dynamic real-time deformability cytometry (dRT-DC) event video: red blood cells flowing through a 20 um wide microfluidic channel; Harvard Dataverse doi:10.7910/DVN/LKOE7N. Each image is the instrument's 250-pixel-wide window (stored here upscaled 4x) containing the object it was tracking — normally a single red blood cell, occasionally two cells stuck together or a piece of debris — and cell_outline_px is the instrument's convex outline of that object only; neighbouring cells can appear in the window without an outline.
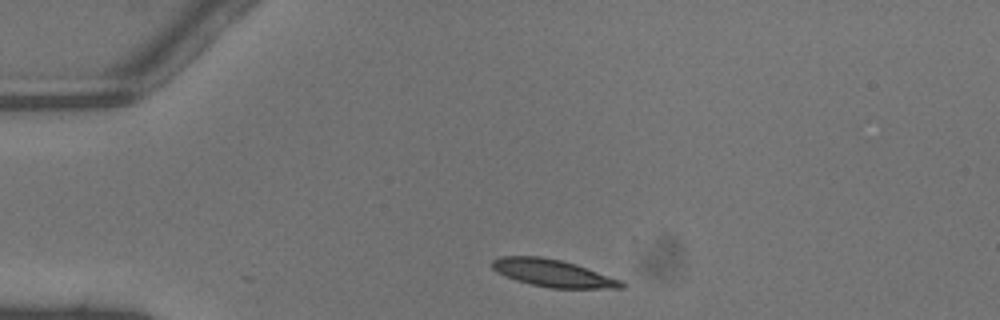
{"species": "common noctule bat (a hibernating species)", "species_latin": "Nyctalus noctula", "temperature_condition": "warm", "stored_images_in_passage": 22, "camera_frame_rate_fps": 3000, "um_per_image_px": 0.085, "animal": {"sex": "male", "body_mass_g": 13.3}, "frame": {"image": 1, "passage_image": 1, "time_ms": 0.0, "image_size_px": [1000, 320], "cell_outline_px": [[624, 288], [548, 288], [516, 280], [504, 276], [492, 268], [492, 260], [500, 256], [536, 256], [560, 260], [576, 264], [620, 280], [624, 284]], "centroid_in_image_um": [46.96, 23.21], "position_along_channel_um": 38.0, "area_um2": 20.35}}
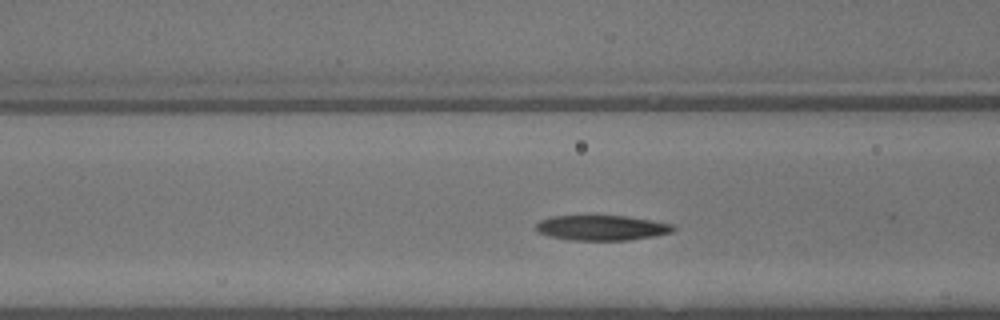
{"frame": {"image": 2, "passage_image": 9, "time_ms": 2.667, "image_size_px": [1000, 320], "cell_outline_px": [[676, 228], [672, 232], [652, 236], [628, 240], [572, 240], [552, 236], [536, 232], [536, 224], [540, 220], [552, 216], [624, 216], [672, 224]], "centroid_in_image_um": [51.12, 19.36], "position_along_channel_um": 115.5, "area_um2": 19.77}}
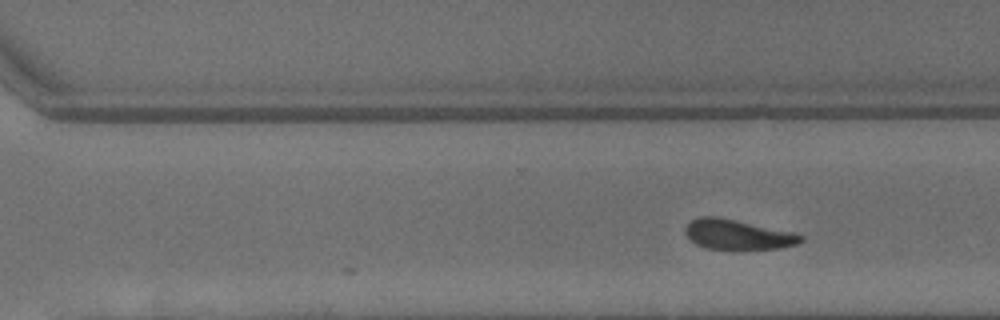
{"frame": {"image": 3, "passage_image": 22, "time_ms": 7.0, "image_size_px": [1000, 320], "cell_outline_px": [[804, 240], [796, 244], [780, 248], [708, 248], [696, 244], [684, 232], [684, 228], [692, 220], [700, 216], [716, 216], [796, 232], [804, 236]], "centroid_in_image_um": [62.73, 19.91], "position_along_channel_um": 307.9, "area_um2": 19.88}}